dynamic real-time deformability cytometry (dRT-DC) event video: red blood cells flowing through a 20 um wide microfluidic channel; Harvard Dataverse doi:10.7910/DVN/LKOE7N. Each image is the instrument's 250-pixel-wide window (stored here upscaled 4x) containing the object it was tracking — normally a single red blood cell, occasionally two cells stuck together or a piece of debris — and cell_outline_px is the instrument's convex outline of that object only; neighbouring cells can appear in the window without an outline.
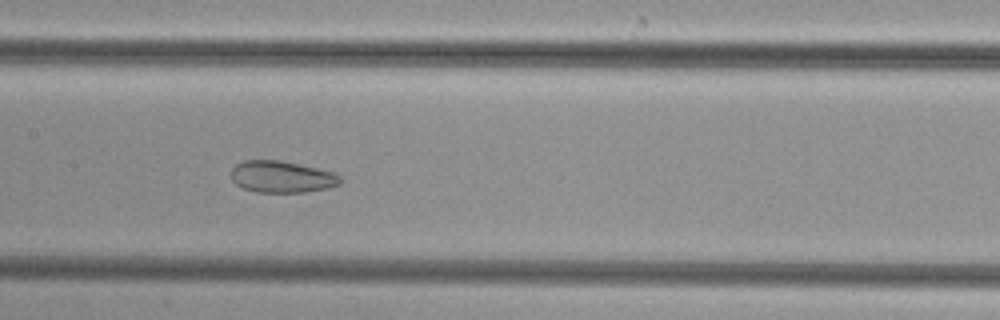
{"species": "common noctule bat (a hibernating species)", "species_latin": "Nyctalus noctula", "temperature_condition": "cold", "stored_images_in_passage": 38, "camera_frame_rate_fps": 3000, "um_per_image_px": 0.085, "animal": {"sex": "female", "body_mass_g": 29.2, "forearm_length_mm": 56.3}, "frame": {"image": 1, "passage_image": 13, "time_ms": 4.0, "image_size_px": [1000, 320], "cell_outline_px": [[344, 180], [340, 184], [324, 188], [304, 192], [256, 192], [244, 188], [236, 184], [232, 180], [232, 168], [236, 164], [244, 160], [280, 160], [316, 168], [332, 172], [340, 176]], "centroid_in_image_um": [23.94, 15.02], "position_along_channel_um": 183.5, "area_um2": 20.0}}
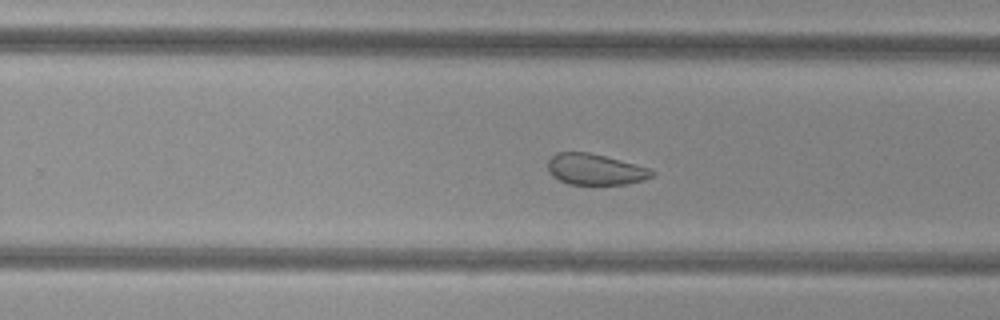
{"frame": {"image": 2, "passage_image": 20, "time_ms": 6.333, "image_size_px": [1000, 320], "cell_outline_px": [[656, 172], [652, 176], [644, 180], [628, 184], [568, 184], [552, 176], [548, 172], [548, 160], [556, 152], [588, 152], [604, 156], [648, 168]], "centroid_in_image_um": [50.56, 14.4], "position_along_channel_um": 279.2, "area_um2": 18.67}}
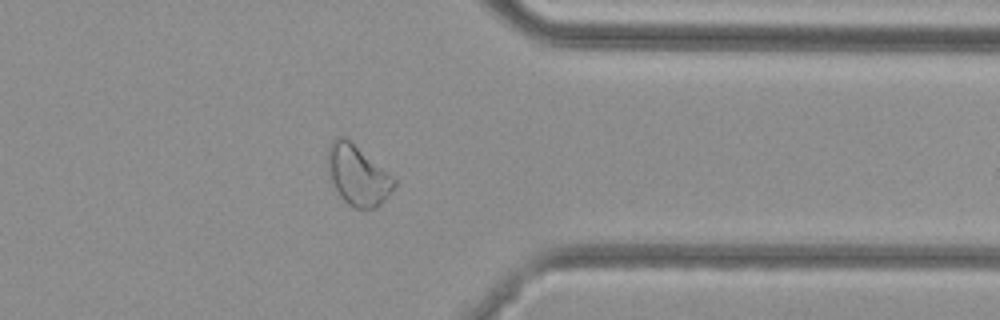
{"frame": {"image": 3, "passage_image": 28, "time_ms": 9.0, "image_size_px": [1000, 320], "cell_outline_px": [[396, 184], [388, 196], [376, 208], [356, 208], [348, 204], [340, 196], [332, 180], [328, 168], [328, 148], [332, 140], [336, 136], [344, 136], [392, 176], [396, 180]], "centroid_in_image_um": [30.4, 14.9], "position_along_channel_um": 381.0, "area_um2": 22.66}}